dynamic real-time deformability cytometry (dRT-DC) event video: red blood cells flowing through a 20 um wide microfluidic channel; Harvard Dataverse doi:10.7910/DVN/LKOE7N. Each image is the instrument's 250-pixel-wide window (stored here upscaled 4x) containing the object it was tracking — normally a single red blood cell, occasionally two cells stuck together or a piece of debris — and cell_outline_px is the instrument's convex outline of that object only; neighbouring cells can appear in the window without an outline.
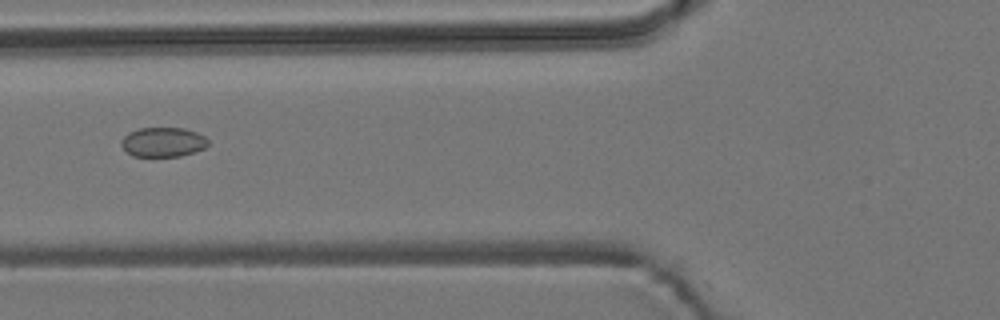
{"species": "common noctule bat (a hibernating species)", "species_latin": "Nyctalus noctula", "temperature_condition": "room temperature", "stored_images_in_passage": 6, "camera_frame_rate_fps": 3000, "um_per_image_px": 0.085, "animal": {"sex": "male", "body_mass_g": 19.2, "forearm_length_mm": 51.8}, "frame": {"image": 1, "passage_image": 4, "time_ms": 3.333, "image_size_px": [1000, 320], "cell_outline_px": [[208, 144], [204, 148], [180, 156], [132, 156], [120, 144], [120, 140], [128, 132], [140, 128], [184, 128], [196, 132], [204, 136], [208, 140]], "centroid_in_image_um": [13.83, 12.07], "position_along_channel_um": 112.0, "area_um2": 14.85}}
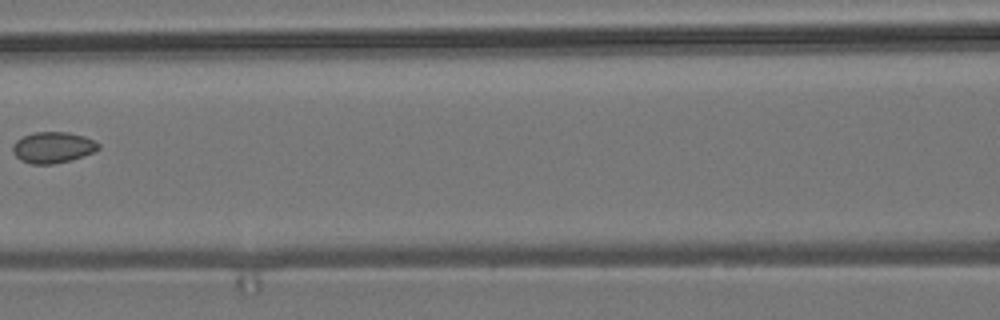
{"frame": {"image": 2, "passage_image": 5, "time_ms": 4.667, "image_size_px": [1000, 320], "cell_outline_px": [[100, 148], [92, 152], [72, 160], [52, 164], [32, 164], [20, 160], [12, 152], [12, 148], [16, 140], [24, 136], [36, 132], [68, 132], [84, 136], [100, 144]], "centroid_in_image_um": [4.48, 12.53], "position_along_channel_um": 162.1, "area_um2": 15.43}}
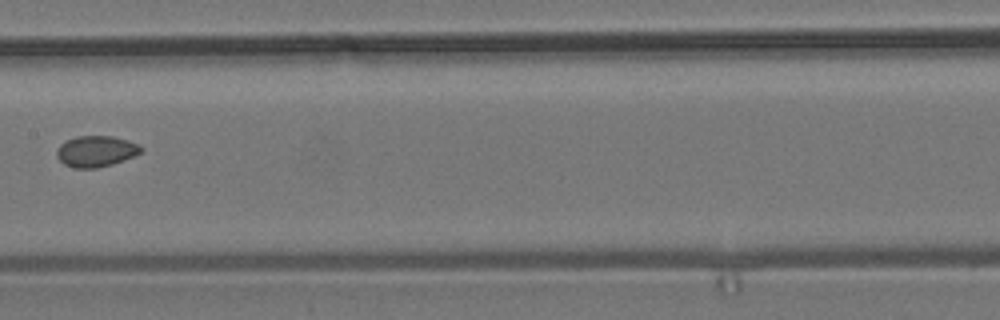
{"frame": {"image": 3, "passage_image": 6, "time_ms": 5.667, "image_size_px": [1000, 320], "cell_outline_px": [[144, 148], [140, 152], [124, 160], [112, 164], [96, 168], [72, 168], [64, 164], [56, 156], [56, 152], [60, 144], [76, 136], [112, 136], [128, 140]], "centroid_in_image_um": [8.13, 12.86], "position_along_channel_um": 199.3, "area_um2": 15.14}}